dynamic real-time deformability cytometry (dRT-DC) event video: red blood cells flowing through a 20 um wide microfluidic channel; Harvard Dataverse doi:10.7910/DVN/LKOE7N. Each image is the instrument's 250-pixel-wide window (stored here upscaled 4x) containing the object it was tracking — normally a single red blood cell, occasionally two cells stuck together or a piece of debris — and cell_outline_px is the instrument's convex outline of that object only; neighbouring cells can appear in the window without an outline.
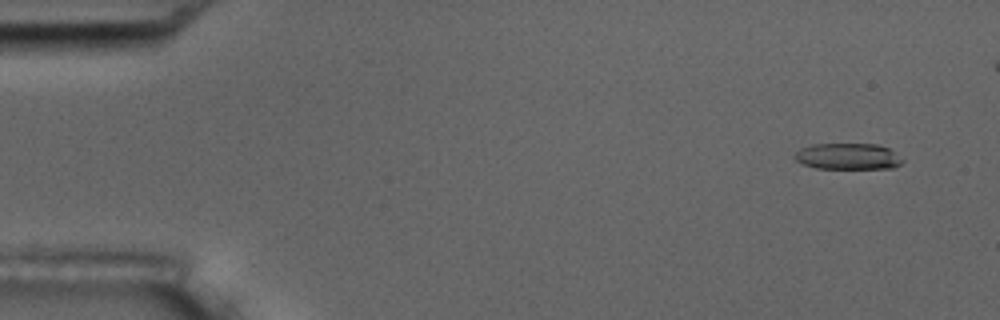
{"species": "common noctule bat (a hibernating species)", "species_latin": "Nyctalus noctula", "temperature_condition": "room temperature", "stored_images_in_passage": 15, "camera_frame_rate_fps": 3000, "um_per_image_px": 0.085, "animal": {"sex": "male", "body_mass_g": 17.5, "forearm_length_mm": 52.3}, "frame": {"image": 1, "passage_image": 1, "time_ms": 0.0, "image_size_px": [1000, 320], "cell_outline_px": [[904, 160], [900, 164], [892, 168], [816, 168], [804, 164], [796, 160], [792, 156], [800, 148], [812, 144], [880, 144], [888, 148]], "centroid_in_image_um": [72.05, 13.28], "position_along_channel_um": 12.9, "area_um2": 16.42}}
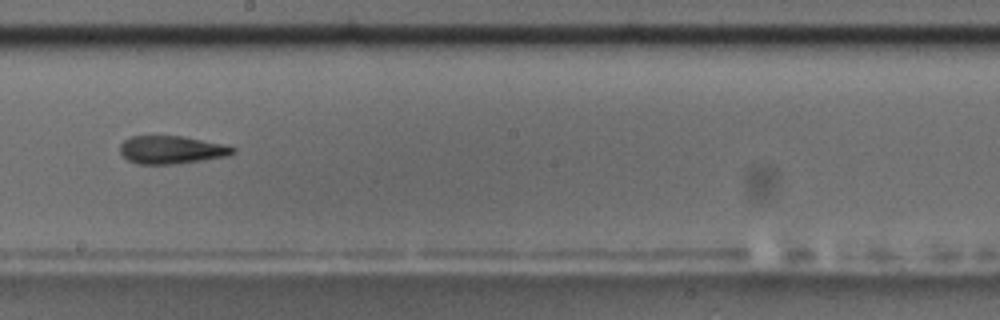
{"frame": {"image": 2, "passage_image": 9, "time_ms": 9.333, "image_size_px": [1000, 320], "cell_outline_px": [[236, 152], [228, 156], [176, 164], [136, 164], [128, 160], [120, 152], [120, 144], [124, 140], [132, 136], [184, 136], [220, 144], [236, 148]], "centroid_in_image_um": [14.56, 12.74], "position_along_channel_um": 233.6, "area_um2": 18.32}, "authors_computed_cell_mechanics": {"area_um2": 18.3226, "velocity_mm_per_s": 3.6431, "shape_relaxation_time_tau1_ms": 9.1412, "shape_relaxation_time_tau2_ms": null, "deformation_change_tau1": 0.2267, "deformation_change_tau2": null}}